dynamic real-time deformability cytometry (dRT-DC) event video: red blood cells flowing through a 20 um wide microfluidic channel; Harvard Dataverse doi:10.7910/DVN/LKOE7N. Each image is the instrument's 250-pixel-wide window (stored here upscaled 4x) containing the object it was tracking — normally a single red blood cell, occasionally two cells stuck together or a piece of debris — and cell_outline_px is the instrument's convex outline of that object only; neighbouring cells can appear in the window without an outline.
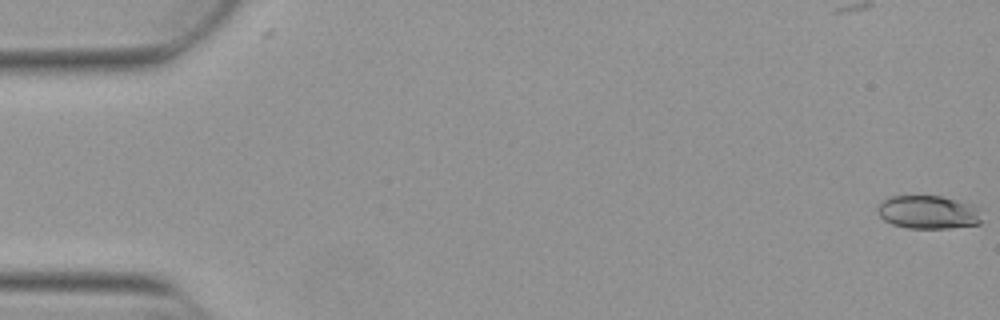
{"species": "Egyptian fruit bat (a non-hibernating species)", "species_latin": "Rousettus aegyptiacus", "temperature_condition": "warm", "stored_images_in_passage": 16, "camera_frame_rate_fps": 3000, "um_per_image_px": 0.085, "animal": {"sex": "female"}, "frame": {"image": 1, "passage_image": 1, "time_ms": 0.0, "image_size_px": [1000, 320], "cell_outline_px": [[984, 208], [980, 224], [948, 228], [908, 228], [892, 224], [884, 220], [880, 216], [876, 208], [888, 196], [940, 196], [972, 204]], "centroid_in_image_um": [78.96, 18.03], "position_along_channel_um": 6.0, "area_um2": 20.52}}
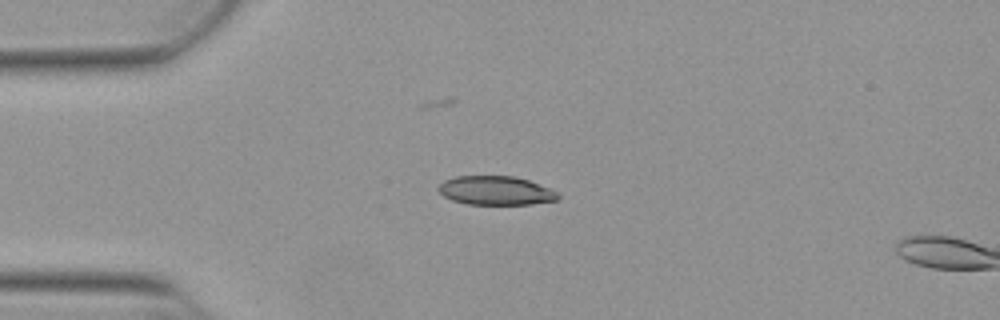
{"frame": {"image": 2, "passage_image": 14, "time_ms": 4.333, "image_size_px": [1000, 320], "cell_outline_px": [[560, 200], [532, 204], [468, 204], [452, 200], [444, 196], [436, 188], [444, 180], [456, 176], [516, 176], [552, 188], [560, 196]], "centroid_in_image_um": [42.17, 16.19], "position_along_channel_um": 42.8, "area_um2": 20.29}}